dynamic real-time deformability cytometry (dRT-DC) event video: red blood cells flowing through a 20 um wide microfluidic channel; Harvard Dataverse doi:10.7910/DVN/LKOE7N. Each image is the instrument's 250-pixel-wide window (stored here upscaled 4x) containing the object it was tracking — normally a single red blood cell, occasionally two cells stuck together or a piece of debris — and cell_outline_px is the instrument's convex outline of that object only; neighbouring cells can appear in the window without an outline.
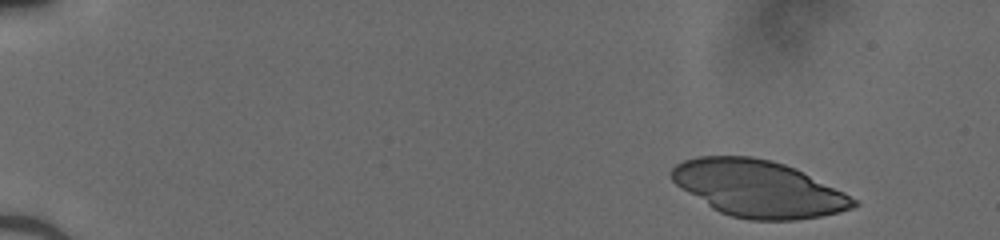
{"species": "human", "species_latin": "Homo sapiens", "temperature_condition": "cold", "stored_images_in_passage": 45, "segment_of_instrument_passage": [1, 2], "camera_frame_rate_fps": 3000, "um_per_image_px": 0.085, "donor": {"sex": "male"}, "frame": {"image": 1, "passage_image": 1, "time_ms": 0.0, "image_size_px": [1000, 240], "cell_outline_px": [[860, 204], [852, 208], [820, 216], [796, 220], [748, 220], [732, 216], [720, 212], [712, 208], [676, 184], [668, 176], [668, 172], [676, 164], [684, 160], [696, 156], [752, 156], [772, 160], [784, 164], [844, 192], [860, 200]], "centroid_in_image_um": [64.44, 16.03], "position_along_channel_um": 20.6, "area_um2": 59.71}}